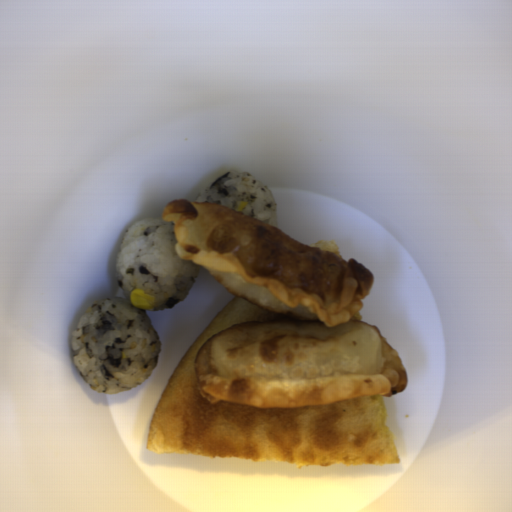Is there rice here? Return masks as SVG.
Masks as SVG:
<instances>
[{"label": "rice", "mask_w": 512, "mask_h": 512, "mask_svg": "<svg viewBox=\"0 0 512 512\" xmlns=\"http://www.w3.org/2000/svg\"><path fill=\"white\" fill-rule=\"evenodd\" d=\"M174 221H134L125 231L115 274L124 297H107L87 307L70 339L72 359L87 384L115 394L145 381L156 369L161 343L146 312L173 308L193 289L200 265L182 259ZM153 295L150 309L130 305L133 289Z\"/></svg>", "instance_id": "652b925c"}, {"label": "rice", "mask_w": 512, "mask_h": 512, "mask_svg": "<svg viewBox=\"0 0 512 512\" xmlns=\"http://www.w3.org/2000/svg\"><path fill=\"white\" fill-rule=\"evenodd\" d=\"M194 202H216L235 210L239 202H247L241 213L278 227L277 206L269 186L244 169L225 172Z\"/></svg>", "instance_id": "023b6e5f"}]
</instances>
